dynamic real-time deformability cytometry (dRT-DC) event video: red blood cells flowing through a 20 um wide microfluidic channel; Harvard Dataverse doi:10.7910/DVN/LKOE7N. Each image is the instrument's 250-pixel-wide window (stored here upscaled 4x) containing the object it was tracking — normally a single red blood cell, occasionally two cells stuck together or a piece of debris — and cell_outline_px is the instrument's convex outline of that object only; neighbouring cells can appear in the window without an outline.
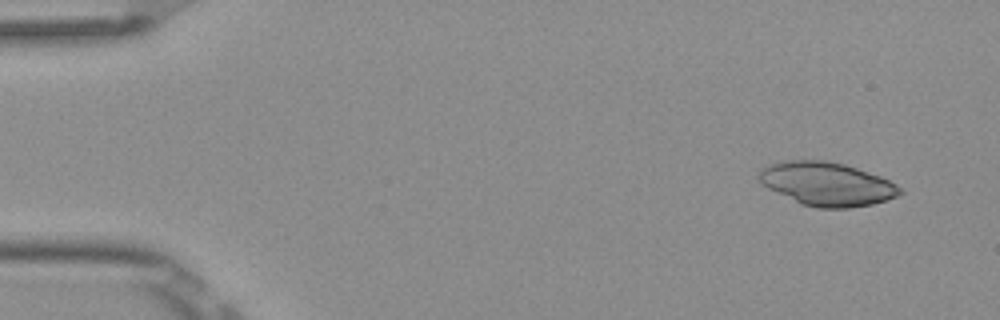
{"species": "Egyptian fruit bat (a non-hibernating species)", "species_latin": "Rousettus aegyptiacus", "temperature_condition": "room temperature", "stored_images_in_passage": 4, "camera_frame_rate_fps": 3000, "um_per_image_px": 0.085, "frame": {"image": 1, "passage_image": 1, "time_ms": 0.0, "image_size_px": [1000, 320], "cell_outline_px": [[904, 192], [896, 196], [872, 204], [848, 208], [816, 208], [800, 204], [768, 188], [756, 176], [760, 168], [768, 164], [784, 160], [828, 160], [844, 164], [880, 176], [896, 184]], "centroid_in_image_um": [70.24, 15.63], "position_along_channel_um": 14.8, "area_um2": 35.84}}